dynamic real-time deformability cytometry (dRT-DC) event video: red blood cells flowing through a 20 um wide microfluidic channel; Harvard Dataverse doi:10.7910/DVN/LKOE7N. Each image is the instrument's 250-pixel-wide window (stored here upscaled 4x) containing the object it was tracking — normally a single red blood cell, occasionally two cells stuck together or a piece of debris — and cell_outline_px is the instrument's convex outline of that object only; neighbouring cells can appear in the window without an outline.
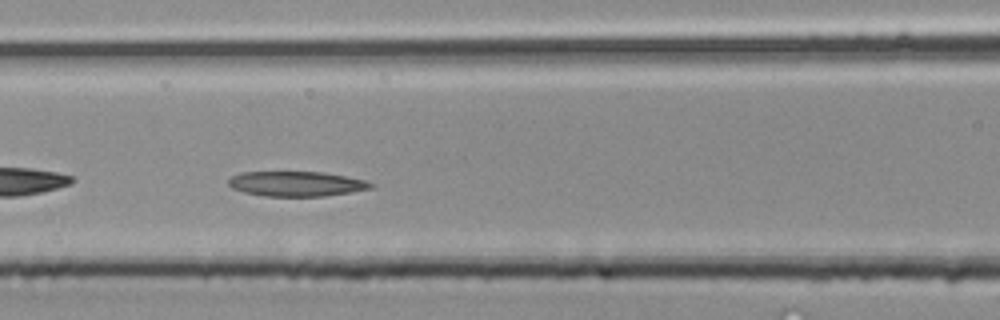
{"species": "common noctule bat (a hibernating species)", "species_latin": "Nyctalus noctula", "temperature_condition": "room temperature", "stored_images_in_passage": 32, "camera_frame_rate_fps": 3000, "um_per_image_px": 0.085, "animal": {"sex": "male", "body_mass_g": 20.4}, "frame": {"image": 1, "passage_image": 10, "time_ms": 3.0, "image_size_px": [1000, 320], "cell_outline_px": [[372, 188], [324, 196], [264, 196], [244, 192], [232, 188], [228, 184], [228, 180], [232, 176], [240, 172], [324, 172], [364, 180], [372, 184]], "centroid_in_image_um": [25.13, 15.62], "position_along_channel_um": 141.5, "area_um2": 20.46}}
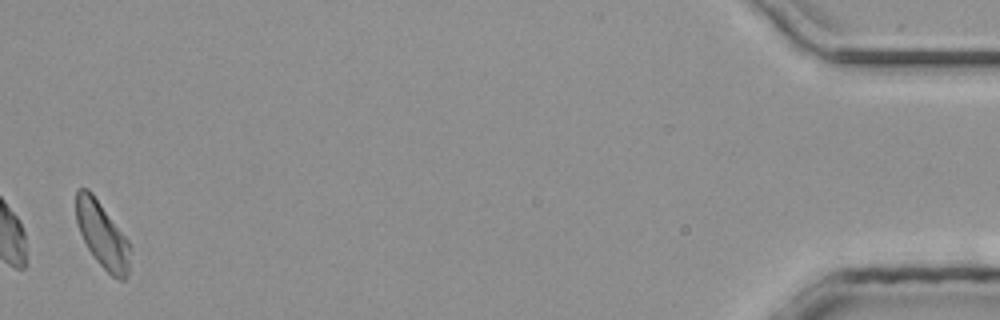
{"frame": {"image": 2, "passage_image": 32, "time_ms": 10.333, "image_size_px": [1000, 320], "cell_outline_px": [[128, 272], [124, 280], [120, 280], [112, 276], [92, 256], [80, 232], [76, 220], [76, 188], [88, 188], [92, 192], [128, 240]], "centroid_in_image_um": [8.65, 19.93], "position_along_channel_um": 426.6, "area_um2": 20.29}}